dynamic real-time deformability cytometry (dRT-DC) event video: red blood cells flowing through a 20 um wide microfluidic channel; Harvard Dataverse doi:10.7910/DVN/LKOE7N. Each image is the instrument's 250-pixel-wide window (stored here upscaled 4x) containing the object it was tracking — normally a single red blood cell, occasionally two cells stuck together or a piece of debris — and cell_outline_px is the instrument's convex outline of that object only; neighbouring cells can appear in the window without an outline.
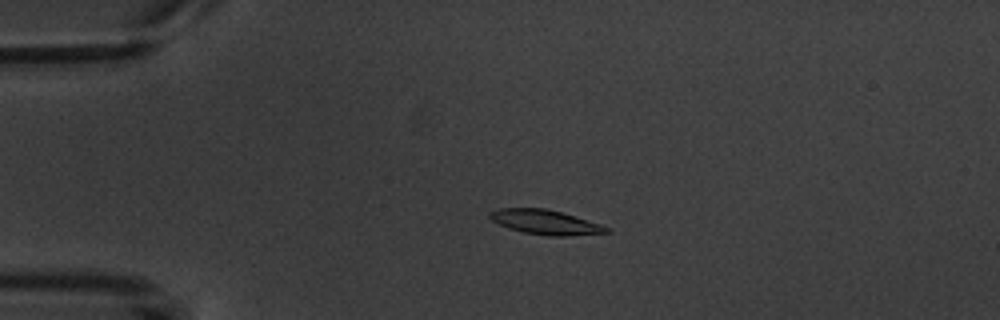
{"species": "common noctule bat (a hibernating species)", "species_latin": "Nyctalus noctula", "temperature_condition": "warm", "stored_images_in_passage": 4, "camera_frame_rate_fps": 3000, "um_per_image_px": 0.085, "animal": {"sex": "male", "body_mass_g": 20.1, "forearm_length_mm": 53.5}, "frame": {"image": 1, "passage_image": 3, "time_ms": 2.333, "image_size_px": [1000, 320], "cell_outline_px": [[612, 232], [568, 236], [548, 236], [524, 232], [508, 228], [492, 220], [488, 216], [488, 212], [500, 208], [544, 208], [560, 212], [600, 224], [608, 228]], "centroid_in_image_um": [46.33, 18.89], "position_along_channel_um": 38.7, "area_um2": 16.53}}